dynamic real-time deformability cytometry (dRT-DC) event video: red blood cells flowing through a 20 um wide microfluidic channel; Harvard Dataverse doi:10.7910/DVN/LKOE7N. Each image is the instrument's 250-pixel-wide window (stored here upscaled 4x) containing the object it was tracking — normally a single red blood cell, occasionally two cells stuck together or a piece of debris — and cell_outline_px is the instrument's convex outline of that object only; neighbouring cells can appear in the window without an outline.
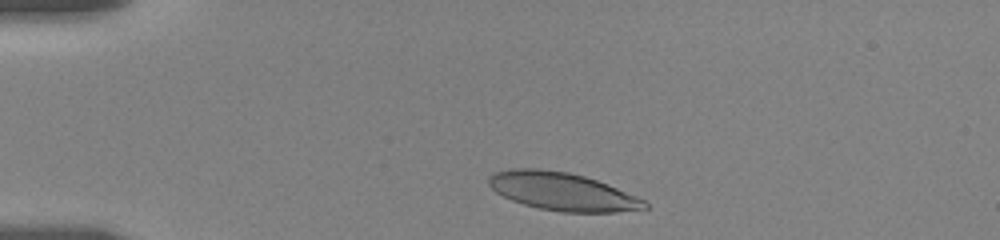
{"species": "human", "species_latin": "Homo sapiens", "temperature_condition": "room temperature", "stored_images_in_passage": 23, "camera_frame_rate_fps": 3000, "um_per_image_px": 0.085, "donor": {"sex": "female"}, "frame": {"image": 1, "passage_image": 2, "time_ms": 0.667, "image_size_px": [1000, 240], "cell_outline_px": [[648, 208], [616, 212], [560, 212], [540, 208], [524, 204], [512, 200], [496, 192], [488, 184], [488, 176], [492, 172], [512, 168], [540, 168], [568, 172], [584, 176], [608, 184], [636, 196], [644, 200], [648, 204]], "centroid_in_image_um": [47.77, 16.26], "position_along_channel_um": 37.2, "area_um2": 34.51}}
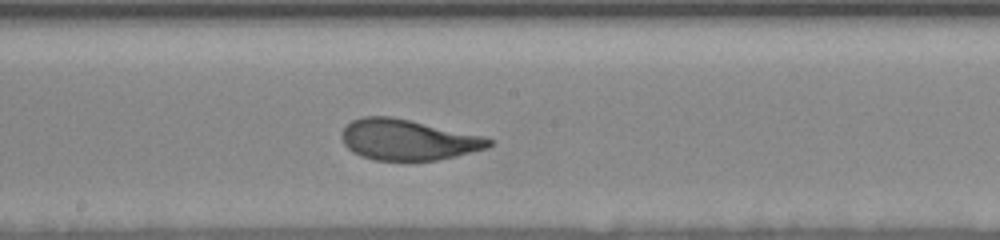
{"frame": {"image": 2, "passage_image": 13, "time_ms": 7.0, "image_size_px": [1000, 240], "cell_outline_px": [[492, 144], [484, 148], [456, 156], [436, 160], [376, 160], [360, 156], [352, 152], [344, 144], [340, 136], [340, 132], [352, 120], [364, 116], [392, 116], [484, 136], [492, 140]], "centroid_in_image_um": [34.62, 11.87], "position_along_channel_um": 213.6, "area_um2": 34.8}}
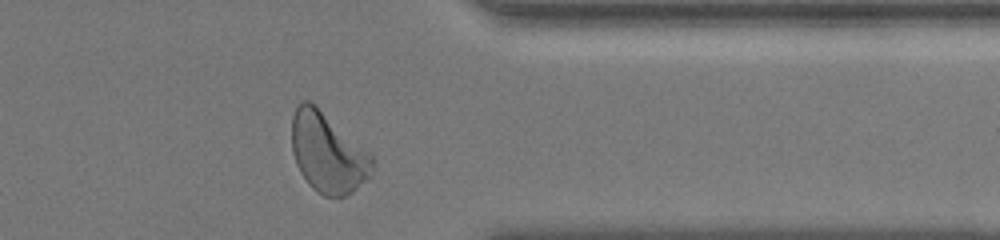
{"frame": {"image": 3, "passage_image": 22, "time_ms": 12.0, "image_size_px": [1000, 240], "cell_outline_px": [[376, 160], [368, 180], [352, 192], [344, 196], [324, 196], [316, 192], [308, 184], [300, 172], [296, 164], [292, 152], [292, 116], [296, 108], [304, 100], [308, 100], [316, 104], [368, 152]], "centroid_in_image_um": [27.86, 13.0], "position_along_channel_um": 383.5, "area_um2": 37.51}, "authors_computed_cell_mechanics": {"area_um2": 35.2002, "velocity_mm_per_s": 3.512, "shape_relaxation_time_tau1_ms": 2.7691, "shape_relaxation_time_tau2_ms": null, "deformation_change_tau1": 0.1648, "deformation_change_tau2": null}}